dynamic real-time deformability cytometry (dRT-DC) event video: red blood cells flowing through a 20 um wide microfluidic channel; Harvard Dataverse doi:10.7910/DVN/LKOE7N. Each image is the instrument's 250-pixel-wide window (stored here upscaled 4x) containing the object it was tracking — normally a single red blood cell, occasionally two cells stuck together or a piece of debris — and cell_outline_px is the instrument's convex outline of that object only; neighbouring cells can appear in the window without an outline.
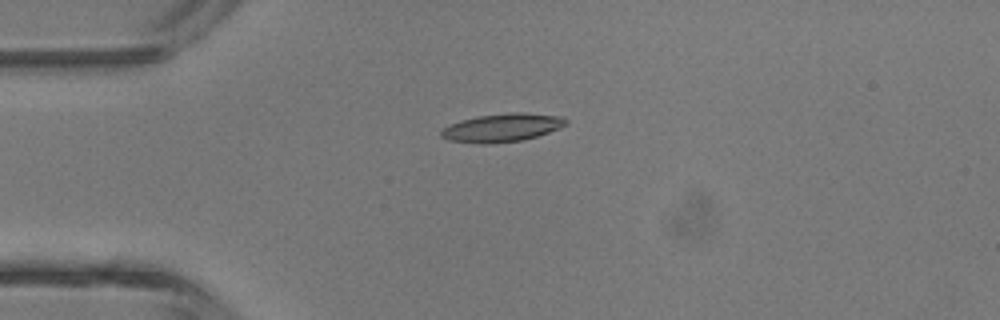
{"species": "common noctule bat (a hibernating species)", "species_latin": "Nyctalus noctula", "temperature_condition": "room temperature", "stored_images_in_passage": 1, "camera_frame_rate_fps": 3000, "um_per_image_px": 0.085, "animal": {"sex": "male", "body_mass_g": 13.3}, "frame": {"image": 1, "passage_image": 1, "time_ms": 0.0, "image_size_px": [1000, 320], "cell_outline_px": [[568, 124], [548, 132], [524, 140], [488, 144], [480, 144], [448, 140], [440, 136], [440, 128], [460, 120], [476, 116], [508, 112], [520, 112], [560, 116], [568, 120]], "centroid_in_image_um": [42.62, 10.85], "position_along_channel_um": 42.4, "area_um2": 20.75}}